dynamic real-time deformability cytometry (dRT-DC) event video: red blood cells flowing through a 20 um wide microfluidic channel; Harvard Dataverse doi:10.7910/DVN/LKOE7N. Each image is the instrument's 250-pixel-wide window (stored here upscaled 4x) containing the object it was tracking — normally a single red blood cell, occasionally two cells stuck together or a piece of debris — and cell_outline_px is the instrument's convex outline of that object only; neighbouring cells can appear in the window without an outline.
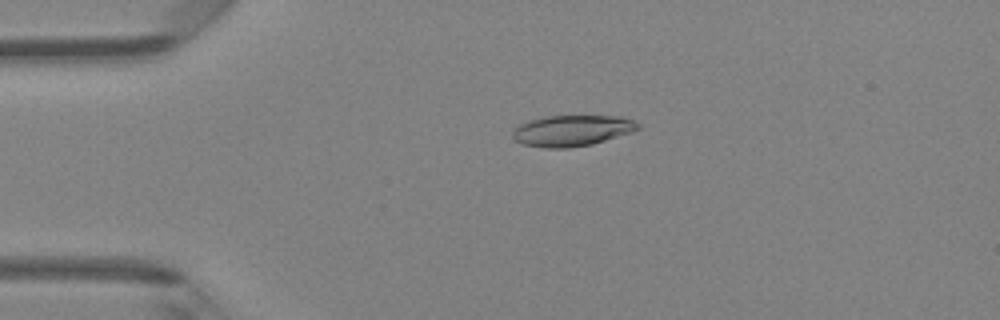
{"species": "Egyptian fruit bat (a non-hibernating species)", "species_latin": "Rousettus aegyptiacus", "temperature_condition": "room temperature", "stored_images_in_passage": 48, "camera_frame_rate_fps": 3000, "um_per_image_px": 0.085, "animal": {"sex": "female"}, "frame": {"image": 1, "passage_image": 11, "time_ms": 3.333, "image_size_px": [1000, 320], "cell_outline_px": [[640, 128], [632, 132], [592, 144], [568, 148], [544, 148], [520, 144], [512, 136], [512, 132], [520, 124], [528, 120], [544, 116], [620, 116], [632, 120], [640, 124]], "centroid_in_image_um": [48.6, 11.1], "position_along_channel_um": 36.4, "area_um2": 22.72}}
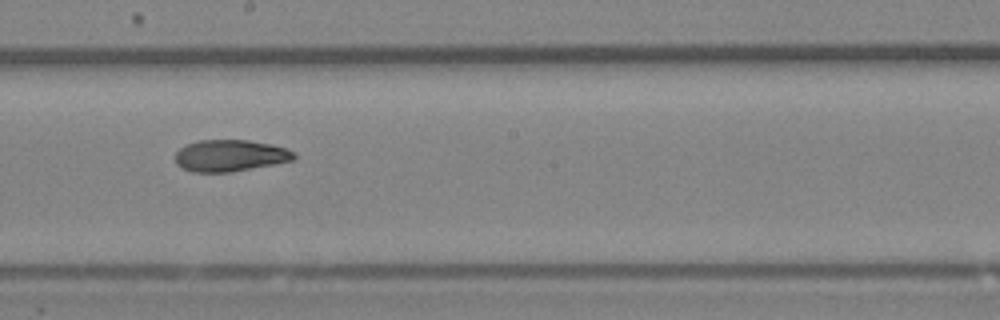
{"frame": {"image": 2, "passage_image": 27, "time_ms": 8.667, "image_size_px": [1000, 320], "cell_outline_px": [[296, 156], [292, 160], [272, 164], [228, 172], [192, 172], [176, 164], [176, 152], [180, 148], [188, 144], [200, 140], [248, 140], [272, 144], [284, 148], [292, 152]], "centroid_in_image_um": [19.52, 13.22], "position_along_channel_um": 228.7, "area_um2": 21.5}}
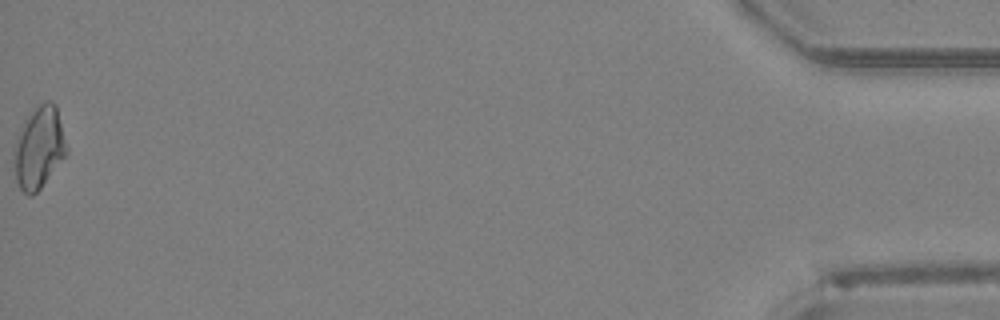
{"frame": {"image": 3, "passage_image": 48, "time_ms": 15.667, "image_size_px": [1000, 320], "cell_outline_px": [[68, 152], [40, 188], [32, 196], [28, 196], [20, 188], [16, 180], [12, 156], [12, 148], [20, 128], [24, 120], [44, 100], [52, 100], [56, 104], [68, 148]], "centroid_in_image_um": [3.29, 12.53], "position_along_channel_um": 431.9, "area_um2": 25.32}, "authors_computed_cell_mechanics": {"area_um2": 22.5709, "velocity_mm_per_s": 4.3024, "shape_relaxation_time_tau1_ms": null, "shape_relaxation_time_tau2_ms": 3.6737, "deformation_change_tau1": null, "deformation_change_tau2": 0.0831}}